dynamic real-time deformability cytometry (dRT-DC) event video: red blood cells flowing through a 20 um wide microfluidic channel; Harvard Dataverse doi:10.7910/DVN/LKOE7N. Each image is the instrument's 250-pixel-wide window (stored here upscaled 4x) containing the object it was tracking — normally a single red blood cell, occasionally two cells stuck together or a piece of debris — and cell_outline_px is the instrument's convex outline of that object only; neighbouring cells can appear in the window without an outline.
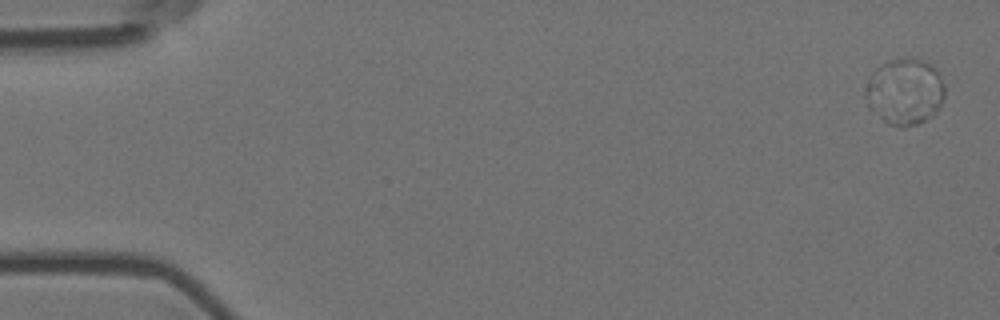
{"species": "Egyptian fruit bat (a non-hibernating species)", "species_latin": "Rousettus aegyptiacus", "temperature_condition": "room temperature", "stored_images_in_passage": 6, "camera_frame_rate_fps": 3000, "um_per_image_px": 0.085, "animal": {"sex": "female"}, "frame": {"image": 1, "passage_image": 1, "time_ms": 0.0, "image_size_px": [1000, 320], "cell_outline_px": [[944, 100], [940, 108], [932, 116], [920, 124], [904, 128], [900, 128], [888, 124], [868, 108], [864, 96], [864, 92], [868, 76], [880, 64], [888, 60], [924, 60], [932, 64], [940, 72], [944, 84]], "centroid_in_image_um": [76.9, 7.82], "position_along_channel_um": 8.1, "area_um2": 31.33}}
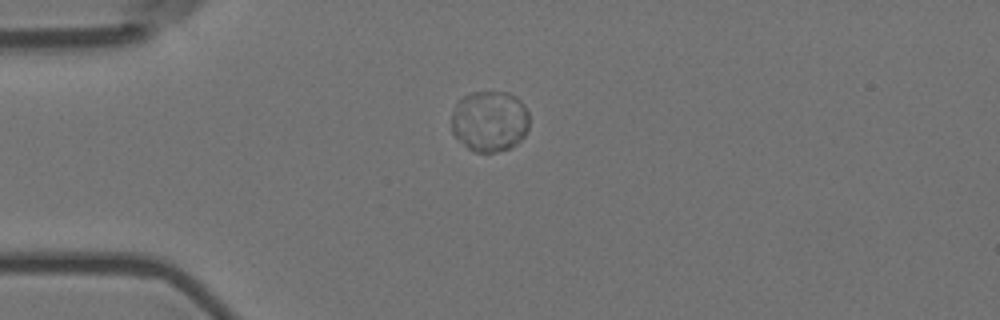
{"frame": {"image": 2, "passage_image": 5, "time_ms": 1.333, "image_size_px": [1000, 320], "cell_outline_px": [[528, 128], [524, 136], [516, 144], [508, 148], [496, 152], [472, 152], [452, 132], [452, 112], [456, 104], [464, 96], [472, 92], [508, 92], [516, 96], [524, 104], [528, 112]], "centroid_in_image_um": [41.63, 10.29], "position_along_channel_um": 43.4, "area_um2": 27.63}}